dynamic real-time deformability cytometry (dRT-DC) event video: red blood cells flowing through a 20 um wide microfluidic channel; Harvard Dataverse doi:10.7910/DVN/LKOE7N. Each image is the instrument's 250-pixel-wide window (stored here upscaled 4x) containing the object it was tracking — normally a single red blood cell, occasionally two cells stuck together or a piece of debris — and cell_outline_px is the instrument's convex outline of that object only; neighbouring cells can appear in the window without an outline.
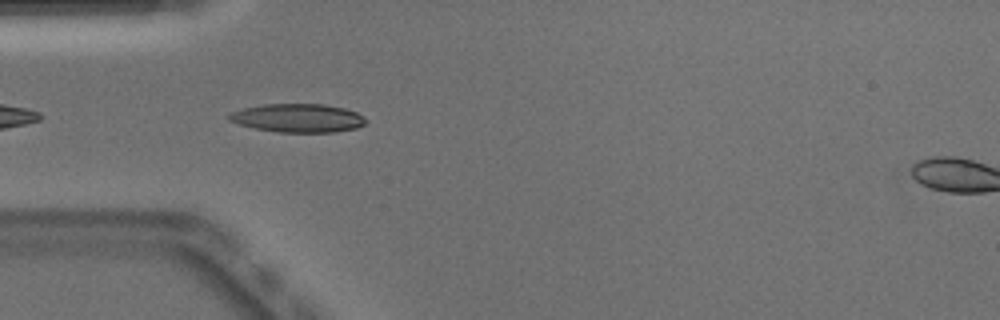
{"species": "Egyptian fruit bat (a non-hibernating species)", "species_latin": "Rousettus aegyptiacus", "temperature_condition": "warm", "stored_images_in_passage": 5, "camera_frame_rate_fps": 3000, "um_per_image_px": 0.085, "animal": {"sex": "male"}, "frame": {"image": 1, "passage_image": 2, "time_ms": 0.333, "image_size_px": [1000, 320], "cell_outline_px": [[368, 120], [364, 124], [356, 128], [332, 132], [276, 132], [256, 128], [240, 124], [228, 120], [228, 116], [232, 112], [244, 108], [264, 104], [324, 104], [344, 108], [356, 112], [364, 116]], "centroid_in_image_um": [25.35, 10.03], "position_along_channel_um": 59.7, "area_um2": 22.6}}